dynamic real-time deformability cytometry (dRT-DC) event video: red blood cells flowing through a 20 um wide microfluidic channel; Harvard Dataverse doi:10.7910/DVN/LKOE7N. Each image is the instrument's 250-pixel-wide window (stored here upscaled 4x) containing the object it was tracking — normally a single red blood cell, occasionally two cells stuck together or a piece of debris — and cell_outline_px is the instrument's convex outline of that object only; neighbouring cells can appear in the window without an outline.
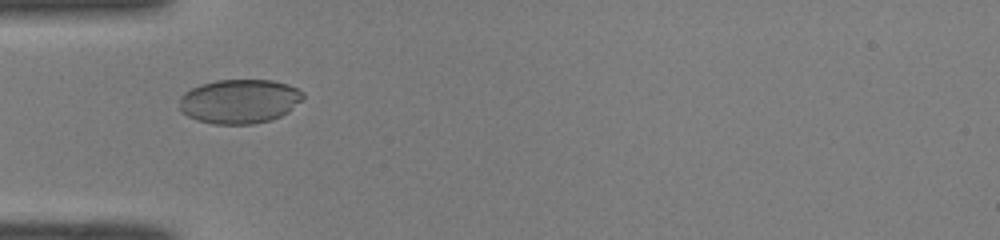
{"species": "common noctule bat (a hibernating species)", "species_latin": "Nyctalus noctula", "temperature_condition": "room temperature", "stored_images_in_passage": 22, "camera_frame_rate_fps": 3000, "um_per_image_px": 0.085, "animal": {"sex": "male", "body_mass_g": 19.0, "forearm_length_mm": 50.8}, "frame": {"image": 1, "passage_image": 1, "time_ms": 0.0, "image_size_px": [1000, 240], "cell_outline_px": [[304, 100], [288, 112], [272, 120], [252, 124], [212, 124], [196, 120], [180, 112], [180, 96], [184, 92], [200, 84], [216, 80], [272, 80], [288, 84], [304, 92]], "centroid_in_image_um": [20.37, 8.61], "position_along_channel_um": 64.6, "area_um2": 32.25}}